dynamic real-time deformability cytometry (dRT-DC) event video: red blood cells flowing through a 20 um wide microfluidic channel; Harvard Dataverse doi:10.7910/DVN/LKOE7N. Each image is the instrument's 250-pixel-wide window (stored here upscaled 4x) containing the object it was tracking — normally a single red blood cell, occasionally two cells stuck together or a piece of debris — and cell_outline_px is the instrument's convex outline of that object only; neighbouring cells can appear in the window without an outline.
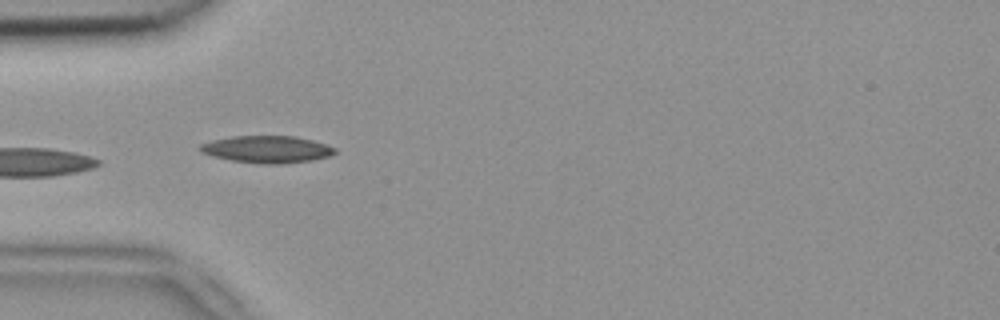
{"species": "common noctule bat (a hibernating species)", "species_latin": "Nyctalus noctula", "temperature_condition": "room temperature", "stored_images_in_passage": 7, "camera_frame_rate_fps": 3000, "um_per_image_px": 0.085, "animal": {"sex": "female", "body_mass_g": 18.4}, "frame": {"image": 1, "passage_image": 6, "time_ms": 1.667, "image_size_px": [1000, 320], "cell_outline_px": [[336, 152], [328, 156], [312, 160], [280, 164], [260, 164], [232, 160], [212, 156], [200, 152], [200, 144], [212, 140], [232, 136], [296, 136], [312, 140], [336, 148]], "centroid_in_image_um": [22.68, 12.69], "position_along_channel_um": 62.3, "area_um2": 21.21}}